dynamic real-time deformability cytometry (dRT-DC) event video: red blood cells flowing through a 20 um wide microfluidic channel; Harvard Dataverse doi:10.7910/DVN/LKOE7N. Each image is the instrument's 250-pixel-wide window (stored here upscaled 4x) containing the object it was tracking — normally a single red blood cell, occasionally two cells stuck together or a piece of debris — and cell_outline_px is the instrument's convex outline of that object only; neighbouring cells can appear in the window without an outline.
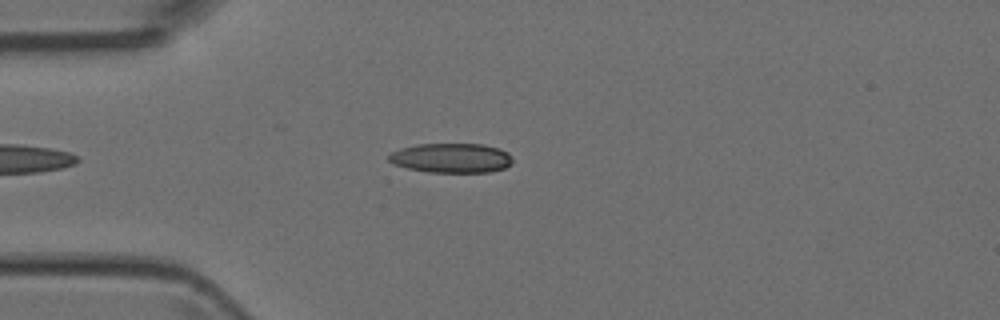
{"species": "Egyptian fruit bat (a non-hibernating species)", "species_latin": "Rousettus aegyptiacus", "temperature_condition": "room temperature", "stored_images_in_passage": 41, "camera_frame_rate_fps": 3000, "um_per_image_px": 0.085, "animal": {"sex": "female"}, "frame": {"image": 1, "passage_image": 7, "time_ms": 2.0, "image_size_px": [1000, 320], "cell_outline_px": [[512, 164], [504, 168], [488, 172], [428, 172], [408, 168], [392, 164], [388, 160], [388, 156], [392, 152], [400, 148], [416, 144], [484, 144], [500, 148], [508, 152], [512, 156]], "centroid_in_image_um": [38.37, 13.42], "position_along_channel_um": 46.6, "area_um2": 21.5}}
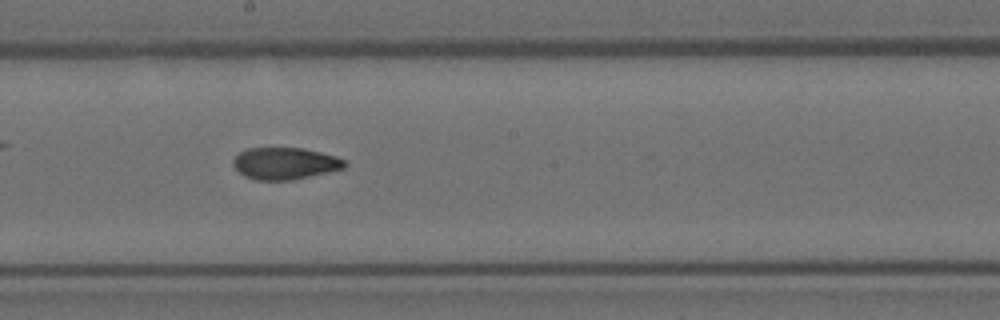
{"frame": {"image": 2, "passage_image": 21, "time_ms": 6.667, "image_size_px": [1000, 320], "cell_outline_px": [[348, 164], [344, 168], [292, 180], [256, 180], [244, 176], [232, 164], [232, 160], [240, 152], [248, 148], [300, 148], [320, 152], [336, 156], [344, 160]], "centroid_in_image_um": [24.21, 13.89], "position_along_channel_um": 224.0, "area_um2": 20.58}}
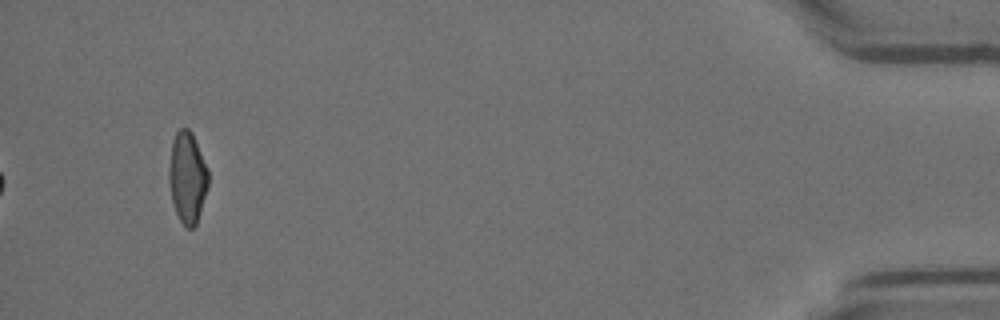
{"frame": {"image": 3, "passage_image": 41, "time_ms": 13.333, "image_size_px": [1000, 320], "cell_outline_px": [[208, 188], [196, 224], [192, 228], [188, 228], [180, 220], [176, 212], [172, 200], [168, 180], [168, 168], [172, 140], [176, 132], [180, 128], [188, 128], [192, 132], [208, 168]], "centroid_in_image_um": [15.92, 15.05], "position_along_channel_um": 419.3, "area_um2": 20.98}}